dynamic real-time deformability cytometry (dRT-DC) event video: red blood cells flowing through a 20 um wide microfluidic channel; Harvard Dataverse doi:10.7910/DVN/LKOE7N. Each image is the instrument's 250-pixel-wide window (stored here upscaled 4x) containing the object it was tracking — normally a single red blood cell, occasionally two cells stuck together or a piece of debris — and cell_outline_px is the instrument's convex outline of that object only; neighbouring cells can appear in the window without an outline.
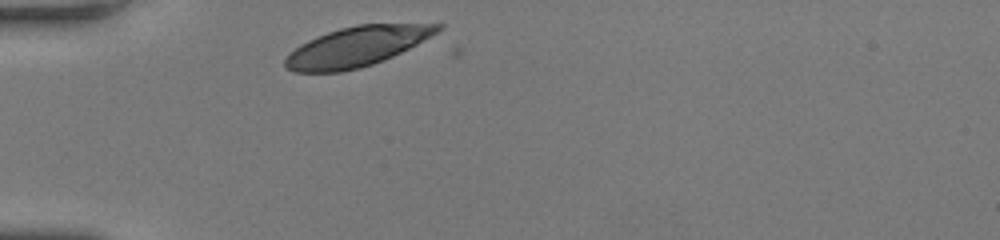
{"species": "human", "species_latin": "Homo sapiens", "temperature_condition": "room temperature", "stored_images_in_passage": 30, "camera_frame_rate_fps": 3000, "um_per_image_px": 0.085, "donor": {"sex": "female"}, "frame": {"image": 1, "passage_image": 1, "time_ms": 0.0, "image_size_px": [1000, 240], "cell_outline_px": [[444, 28], [416, 44], [384, 60], [360, 68], [340, 72], [296, 72], [284, 68], [284, 60], [288, 52], [300, 44], [308, 40], [328, 32], [340, 28], [356, 24], [444, 24]], "centroid_in_image_um": [30.27, 3.97], "position_along_channel_um": 54.7, "area_um2": 35.2}}
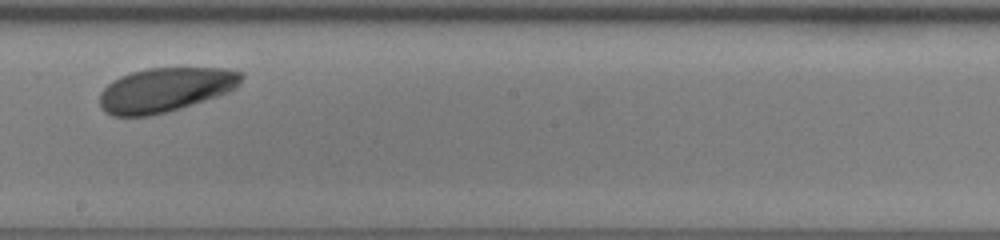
{"frame": {"image": 2, "passage_image": 17, "time_ms": 5.333, "image_size_px": [1000, 240], "cell_outline_px": [[244, 76], [240, 84], [236, 88], [228, 92], [180, 108], [148, 116], [112, 116], [104, 112], [100, 108], [100, 92], [112, 80], [120, 76], [132, 72], [148, 68], [224, 68], [244, 72]], "centroid_in_image_um": [14.04, 7.62], "position_along_channel_um": 234.2, "area_um2": 36.59}}
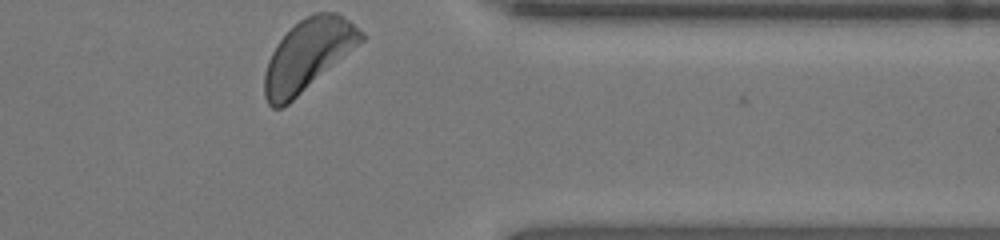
{"frame": {"image": 3, "passage_image": 30, "time_ms": 9.667, "image_size_px": [1000, 240], "cell_outline_px": [[368, 36], [364, 40], [288, 104], [280, 108], [272, 108], [268, 104], [264, 96], [264, 72], [268, 60], [276, 44], [300, 20], [316, 12], [336, 12], [348, 20], [364, 32]], "centroid_in_image_um": [26.17, 4.68], "position_along_channel_um": 385.2, "area_um2": 39.54}, "authors_computed_cell_mechanics": {"area_um2": 36.5585, "velocity_mm_per_s": 3.668, "shape_relaxation_time_tau1_ms": 1.7228, "shape_relaxation_time_tau2_ms": null, "deformation_change_tau1": 0.127, "deformation_change_tau2": null}}